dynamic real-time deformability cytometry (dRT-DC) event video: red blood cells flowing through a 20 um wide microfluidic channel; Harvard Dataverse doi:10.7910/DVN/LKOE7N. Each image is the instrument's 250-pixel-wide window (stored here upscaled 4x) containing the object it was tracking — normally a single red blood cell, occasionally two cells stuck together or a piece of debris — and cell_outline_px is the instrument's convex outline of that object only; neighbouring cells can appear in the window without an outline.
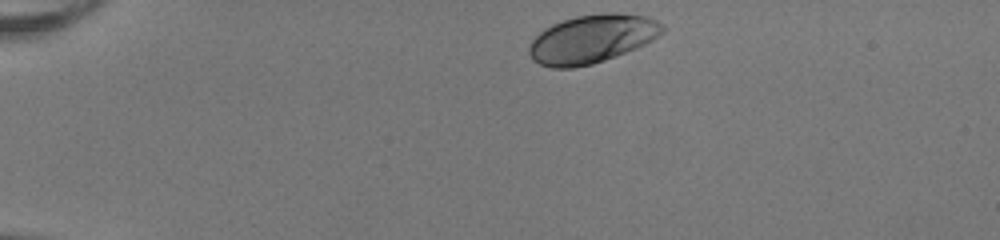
{"species": "human", "species_latin": "Homo sapiens", "temperature_condition": "room temperature", "stored_images_in_passage": 42, "camera_frame_rate_fps": 3000, "um_per_image_px": 0.085, "donor": {"sex": "female"}, "frame": {"image": 1, "passage_image": 1, "time_ms": 0.0, "image_size_px": [1000, 240], "cell_outline_px": [[668, 28], [664, 32], [652, 40], [636, 48], [616, 56], [592, 64], [572, 68], [552, 68], [540, 64], [532, 60], [528, 52], [528, 48], [532, 40], [544, 28], [552, 24], [576, 16], [604, 12], [616, 12], [648, 16], [664, 24]], "centroid_in_image_um": [50.34, 3.29], "position_along_channel_um": 34.7, "area_um2": 37.92}}
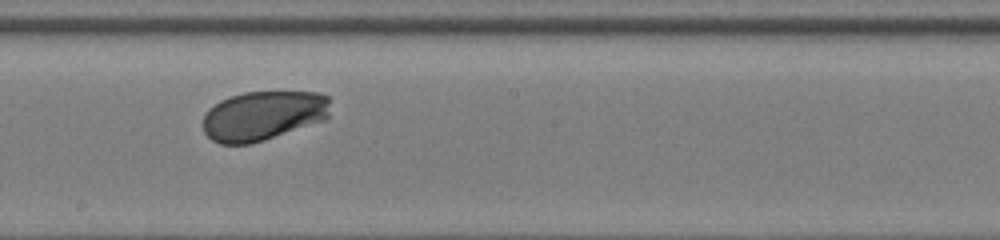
{"frame": {"image": 2, "passage_image": 21, "time_ms": 6.667, "image_size_px": [1000, 240], "cell_outline_px": [[328, 116], [324, 120], [252, 144], [220, 144], [212, 140], [204, 132], [204, 116], [208, 108], [220, 100], [244, 92], [316, 92], [328, 96]], "centroid_in_image_um": [22.33, 9.83], "position_along_channel_um": 225.9, "area_um2": 36.53}}
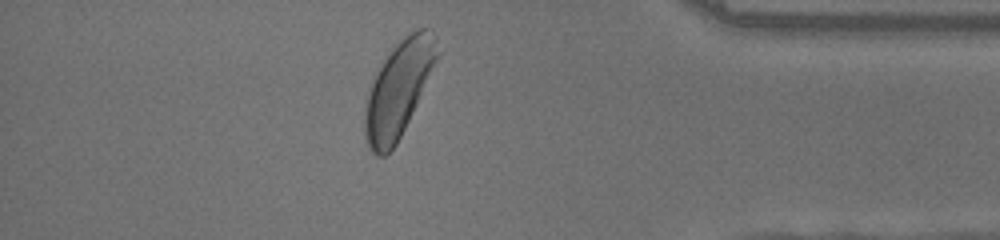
{"frame": {"image": 3, "passage_image": 36, "time_ms": 11.667, "image_size_px": [1000, 240], "cell_outline_px": [[444, 52], [396, 144], [384, 156], [376, 156], [368, 148], [364, 140], [364, 104], [372, 76], [380, 60], [408, 32], [416, 28], [432, 28]], "centroid_in_image_um": [33.9, 7.48], "position_along_channel_um": 401.3, "area_um2": 42.08}, "authors_computed_cell_mechanics": {"area_um2": 36.9631, "velocity_mm_per_s": 3.9753, "shape_relaxation_time_tau1_ms": 1.2931, "shape_relaxation_time_tau2_ms": null, "deformation_change_tau1": 0.1008, "deformation_change_tau2": null}}